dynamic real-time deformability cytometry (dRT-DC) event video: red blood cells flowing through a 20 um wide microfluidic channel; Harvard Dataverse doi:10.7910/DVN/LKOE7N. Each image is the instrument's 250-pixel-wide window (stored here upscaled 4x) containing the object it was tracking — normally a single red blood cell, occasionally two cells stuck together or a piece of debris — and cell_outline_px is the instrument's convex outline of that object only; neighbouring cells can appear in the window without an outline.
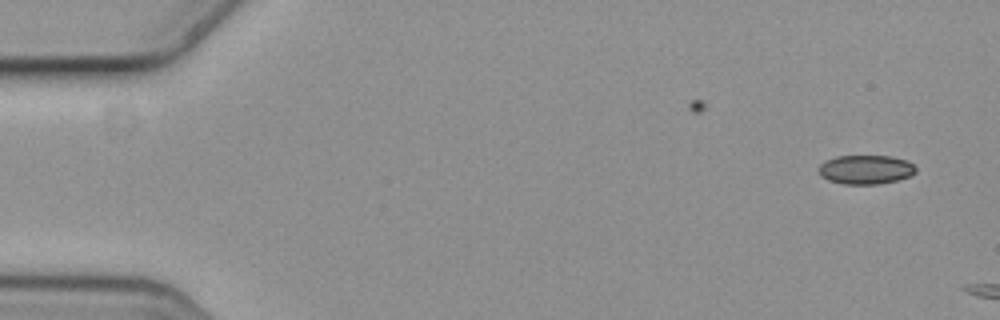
{"species": "common noctule bat (a hibernating species)", "species_latin": "Nyctalus noctula", "temperature_condition": "cold", "stored_images_in_passage": 3, "camera_frame_rate_fps": 3000, "um_per_image_px": 0.085, "animal": {"sex": "female", "body_mass_g": 19.3, "forearm_length_mm": 54.1}, "frame": {"image": 1, "passage_image": 1, "time_ms": 0.0, "image_size_px": [1000, 320], "cell_outline_px": [[916, 172], [908, 176], [896, 180], [876, 184], [844, 184], [828, 180], [820, 176], [816, 168], [824, 160], [836, 156], [892, 156], [908, 160], [916, 168]], "centroid_in_image_um": [73.53, 14.4], "position_along_channel_um": 11.5, "area_um2": 16.59}}